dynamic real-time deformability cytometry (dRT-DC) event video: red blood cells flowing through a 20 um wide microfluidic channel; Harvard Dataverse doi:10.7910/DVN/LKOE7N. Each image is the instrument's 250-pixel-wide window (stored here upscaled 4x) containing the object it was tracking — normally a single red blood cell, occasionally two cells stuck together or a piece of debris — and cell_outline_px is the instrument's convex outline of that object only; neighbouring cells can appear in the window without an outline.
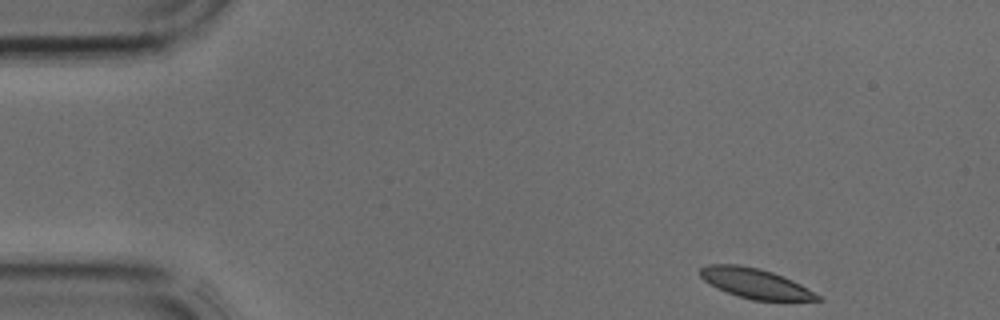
{"species": "common noctule bat (a hibernating species)", "species_latin": "Nyctalus noctula", "temperature_condition": "cold", "stored_images_in_passage": 3, "camera_frame_rate_fps": 3000, "um_per_image_px": 0.085, "animal": {"sex": "male", "body_mass_g": 17.9, "forearm_length_mm": 54.2}, "frame": {"image": 1, "passage_image": 1, "time_ms": 0.0, "image_size_px": [1000, 320], "cell_outline_px": [[824, 300], [752, 300], [716, 288], [704, 280], [700, 276], [700, 268], [708, 264], [740, 264], [760, 268], [784, 276], [800, 284], [820, 296]], "centroid_in_image_um": [64.17, 24.07], "position_along_channel_um": 20.8, "area_um2": 20.29}}
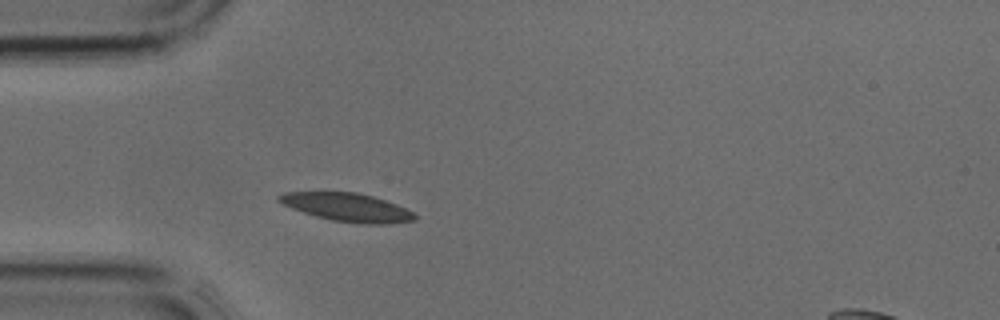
{"frame": {"image": 2, "passage_image": 3, "time_ms": 0.667, "image_size_px": [1000, 320], "cell_outline_px": [[416, 220], [388, 224], [364, 224], [332, 220], [316, 216], [292, 208], [276, 200], [276, 196], [284, 192], [356, 192], [372, 196], [396, 204], [412, 212], [416, 216]], "centroid_in_image_um": [29.5, 17.62], "position_along_channel_um": 55.5, "area_um2": 22.2}}